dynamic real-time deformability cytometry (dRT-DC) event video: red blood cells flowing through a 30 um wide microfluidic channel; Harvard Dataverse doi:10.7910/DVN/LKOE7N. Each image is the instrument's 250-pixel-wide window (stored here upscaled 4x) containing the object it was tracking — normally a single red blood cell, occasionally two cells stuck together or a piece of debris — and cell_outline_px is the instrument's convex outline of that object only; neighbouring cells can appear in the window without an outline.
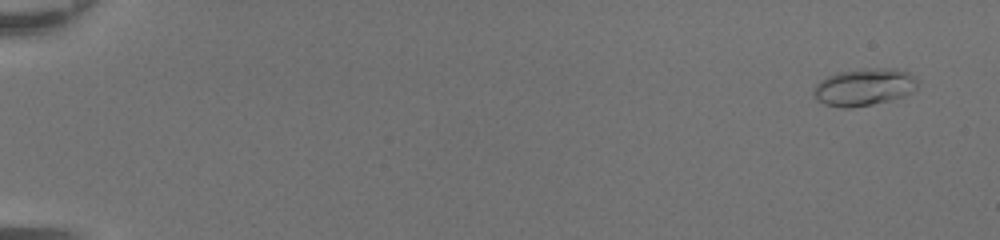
{"species": "common noctule bat (a hibernating species)", "species_latin": "Nyctalus noctula", "temperature_condition": "room temperature", "stored_images_in_passage": 49, "camera_frame_rate_fps": 3000, "um_per_image_px": 0.085, "animal": {"sex": "female", "body_mass_g": 20.0, "forearm_length_mm": 54.0}, "frame": {"image": 1, "passage_image": 3, "time_ms": 0.667, "image_size_px": [1000, 240], "cell_outline_px": [[916, 88], [908, 96], [892, 100], [852, 108], [840, 108], [824, 104], [816, 100], [812, 92], [812, 88], [820, 80], [836, 72], [864, 68], [896, 68], [908, 72], [916, 76]], "centroid_in_image_um": [73.44, 7.4], "position_along_channel_um": 11.6, "area_um2": 23.12}}
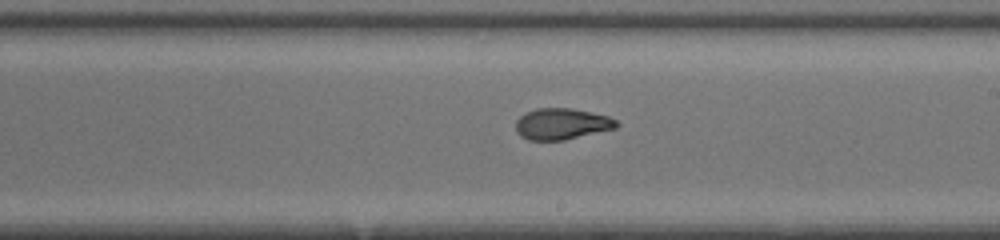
{"frame": {"image": 2, "passage_image": 31, "time_ms": 10.0, "image_size_px": [1000, 240], "cell_outline_px": [[620, 124], [616, 128], [564, 140], [528, 140], [520, 136], [516, 132], [516, 120], [524, 112], [536, 108], [572, 108], [608, 116], [616, 120]], "centroid_in_image_um": [47.72, 10.53], "position_along_channel_um": 241.3, "area_um2": 18.44}}
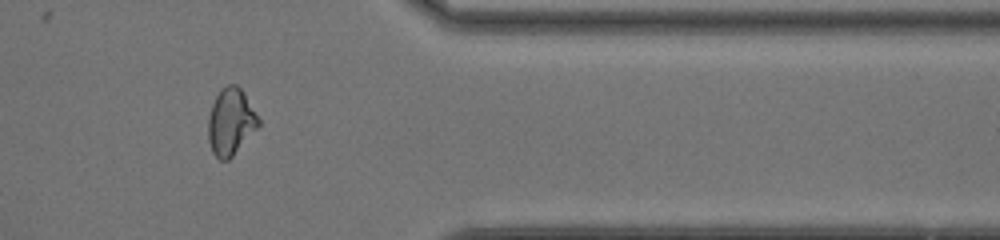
{"frame": {"image": 3, "passage_image": 42, "time_ms": 13.667, "image_size_px": [1000, 240], "cell_outline_px": [[260, 124], [232, 156], [228, 160], [220, 160], [212, 152], [208, 140], [208, 116], [212, 104], [220, 88], [228, 84], [236, 84], [240, 88], [260, 120]], "centroid_in_image_um": [19.58, 10.34], "position_along_channel_um": 391.8, "area_um2": 19.31}, "authors_computed_cell_mechanics": {"area_um2": 19.1318, "velocity_mm_per_s": 4.4109, "shape_relaxation_time_tau1_ms": 7.0313, "shape_relaxation_time_tau2_ms": 1.2974, "deformation_change_tau1": 0.2217, "deformation_change_tau2": 0.081}}